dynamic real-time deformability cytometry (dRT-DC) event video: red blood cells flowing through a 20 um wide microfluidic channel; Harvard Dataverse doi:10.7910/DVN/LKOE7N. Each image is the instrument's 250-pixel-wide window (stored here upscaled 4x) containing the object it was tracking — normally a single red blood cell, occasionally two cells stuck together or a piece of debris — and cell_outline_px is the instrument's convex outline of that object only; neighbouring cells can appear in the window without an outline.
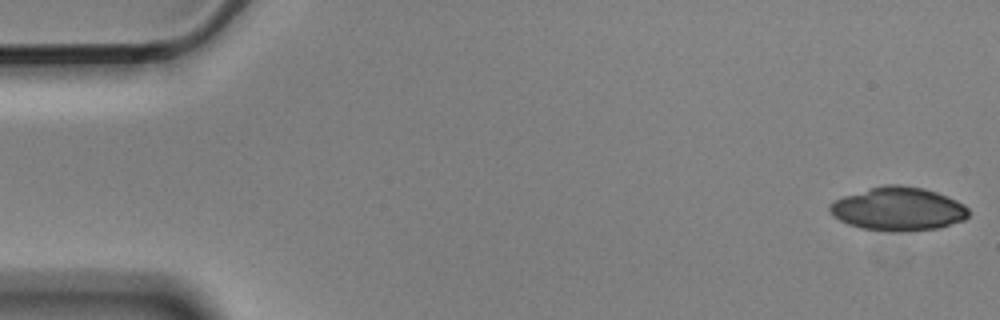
{"species": "Egyptian fruit bat (a non-hibernating species)", "species_latin": "Rousettus aegyptiacus", "temperature_condition": "cold", "stored_images_in_passage": 5, "camera_frame_rate_fps": 3000, "um_per_image_px": 0.085, "animal": {"sex": "male"}, "frame": {"image": 1, "passage_image": 1, "time_ms": 0.0, "image_size_px": [1000, 320], "cell_outline_px": [[968, 216], [964, 220], [936, 228], [900, 232], [860, 228], [848, 224], [840, 220], [828, 208], [828, 204], [844, 196], [884, 184], [900, 184], [924, 188], [948, 196], [964, 204], [968, 208]], "centroid_in_image_um": [76.36, 17.75], "position_along_channel_um": 8.6, "area_um2": 34.97}}